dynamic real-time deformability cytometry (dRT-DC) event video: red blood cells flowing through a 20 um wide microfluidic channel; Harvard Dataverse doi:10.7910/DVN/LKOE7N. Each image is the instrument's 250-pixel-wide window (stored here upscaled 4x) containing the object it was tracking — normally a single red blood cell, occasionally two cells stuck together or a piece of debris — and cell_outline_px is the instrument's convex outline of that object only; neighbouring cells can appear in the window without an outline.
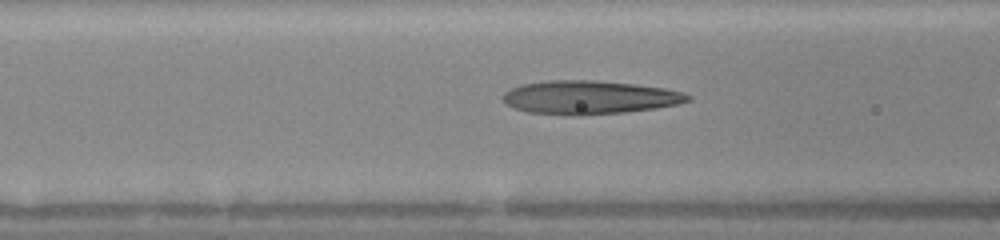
{"species": "human", "species_latin": "Homo sapiens", "temperature_condition": "warm", "stored_images_in_passage": 33, "camera_frame_rate_fps": 3000, "um_per_image_px": 0.085, "donor": {"sex": "female"}, "frame": {"image": 1, "passage_image": 14, "time_ms": 4.333, "image_size_px": [1000, 240], "cell_outline_px": [[692, 100], [676, 104], [656, 108], [624, 112], [580, 116], [576, 116], [528, 112], [504, 104], [504, 92], [520, 84], [548, 80], [592, 80], [632, 84], [664, 88], [684, 92], [692, 96]], "centroid_in_image_um": [50.1, 8.28], "position_along_channel_um": 116.5, "area_um2": 36.18}}
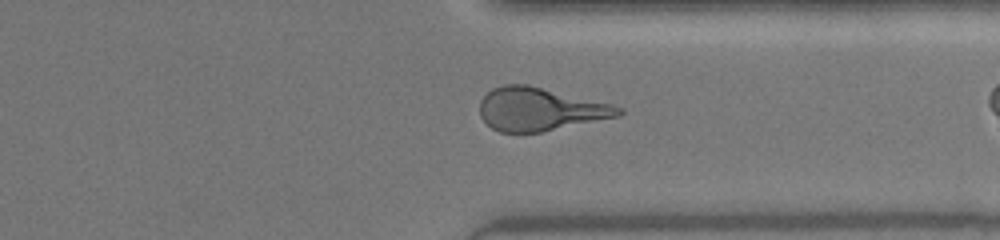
{"frame": {"image": 2, "passage_image": 31, "time_ms": 10.0, "image_size_px": [1000, 240], "cell_outline_px": [[624, 112], [620, 116], [540, 132], [500, 132], [492, 128], [480, 116], [480, 100], [492, 88], [504, 84], [528, 84], [612, 104], [624, 108]], "centroid_in_image_um": [45.91, 9.27], "position_along_channel_um": 365.5, "area_um2": 34.8}}